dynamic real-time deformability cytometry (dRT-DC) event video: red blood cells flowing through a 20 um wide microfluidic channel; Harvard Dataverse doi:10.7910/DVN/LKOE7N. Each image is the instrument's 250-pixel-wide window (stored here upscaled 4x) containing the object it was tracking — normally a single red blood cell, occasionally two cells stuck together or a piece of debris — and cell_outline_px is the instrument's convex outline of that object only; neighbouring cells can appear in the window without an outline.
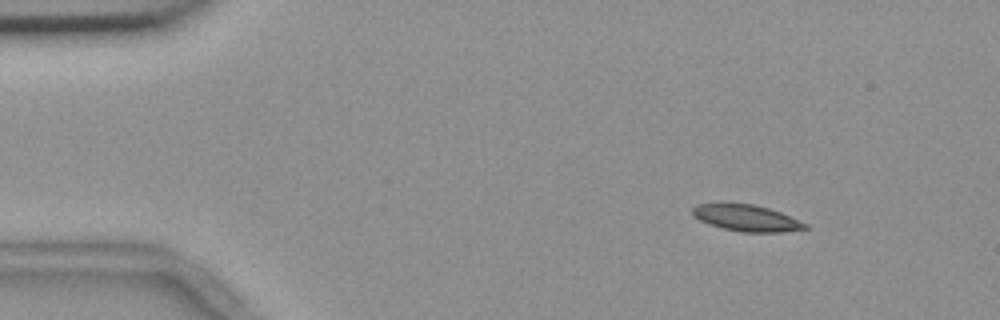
{"species": "common noctule bat (a hibernating species)", "species_latin": "Nyctalus noctula", "temperature_condition": "room temperature", "stored_images_in_passage": 49, "camera_frame_rate_fps": 3000, "um_per_image_px": 0.085, "animal": {"sex": "female", "body_mass_g": 18.4}, "frame": {"image": 1, "passage_image": 1, "time_ms": 0.0, "image_size_px": [1000, 320], "cell_outline_px": [[808, 228], [780, 232], [740, 232], [724, 228], [700, 220], [692, 216], [692, 208], [696, 204], [720, 200], [756, 204], [780, 212], [808, 224]], "centroid_in_image_um": [63.37, 18.47], "position_along_channel_um": 21.6, "area_um2": 17.92}}
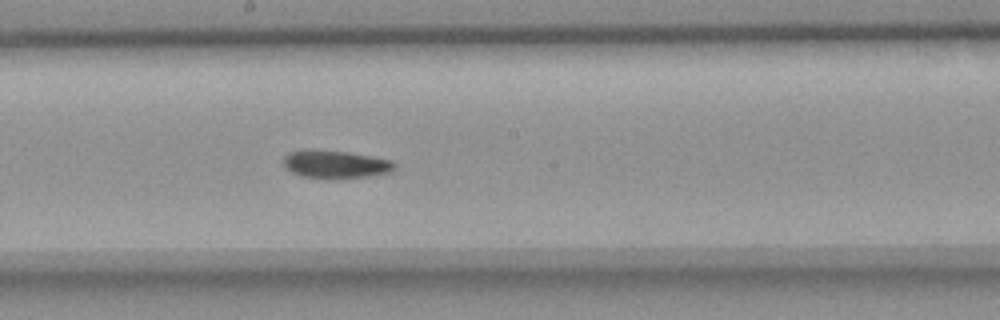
{"frame": {"image": 2, "passage_image": 24, "time_ms": 7.667, "image_size_px": [1000, 320], "cell_outline_px": [[396, 168], [388, 172], [368, 176], [336, 180], [324, 180], [300, 176], [284, 168], [284, 156], [288, 152], [348, 152], [392, 160], [396, 164]], "centroid_in_image_um": [28.54, 14.03], "position_along_channel_um": 219.7, "area_um2": 17.86}}
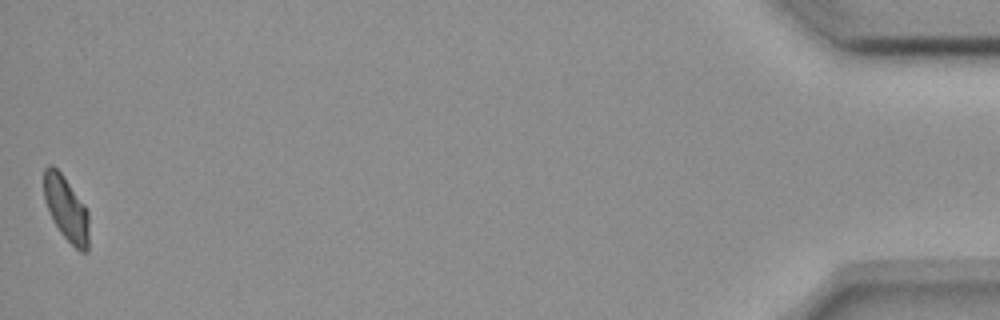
{"frame": {"image": 3, "passage_image": 49, "time_ms": 16.0, "image_size_px": [1000, 320], "cell_outline_px": [[88, 252], [80, 252], [60, 232], [52, 220], [44, 200], [44, 168], [48, 164], [52, 164], [64, 176], [84, 204], [88, 212]], "centroid_in_image_um": [5.62, 17.72], "position_along_channel_um": 429.6, "area_um2": 16.99}, "authors_computed_cell_mechanics": {"area_um2": 17.9758, "velocity_mm_per_s": 3.6583, "shape_relaxation_time_tau1_ms": 8.2515, "shape_relaxation_time_tau2_ms": 3.058, "deformation_change_tau1": 0.1609, "deformation_change_tau2": 0.0726}}